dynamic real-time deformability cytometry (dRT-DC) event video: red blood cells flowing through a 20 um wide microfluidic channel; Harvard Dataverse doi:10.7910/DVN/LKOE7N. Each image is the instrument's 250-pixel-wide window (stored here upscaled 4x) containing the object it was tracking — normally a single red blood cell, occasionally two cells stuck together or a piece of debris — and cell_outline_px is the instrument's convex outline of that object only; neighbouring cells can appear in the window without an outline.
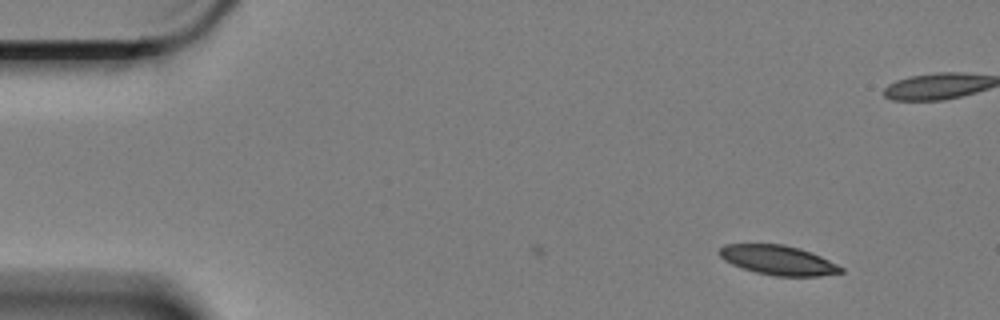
{"species": "Egyptian fruit bat (a non-hibernating species)", "species_latin": "Rousettus aegyptiacus", "temperature_condition": "cold", "stored_images_in_passage": 8, "camera_frame_rate_fps": 3000, "um_per_image_px": 0.085, "animal": {"sex": "female"}, "frame": {"image": 1, "passage_image": 8, "time_ms": 2.333, "image_size_px": [1000, 320], "cell_outline_px": [[844, 272], [820, 276], [776, 276], [756, 272], [732, 264], [724, 260], [716, 252], [724, 244], [784, 244], [800, 248], [820, 256], [844, 268]], "centroid_in_image_um": [66.13, 22.11], "position_along_channel_um": 18.9, "area_um2": 20.87}}